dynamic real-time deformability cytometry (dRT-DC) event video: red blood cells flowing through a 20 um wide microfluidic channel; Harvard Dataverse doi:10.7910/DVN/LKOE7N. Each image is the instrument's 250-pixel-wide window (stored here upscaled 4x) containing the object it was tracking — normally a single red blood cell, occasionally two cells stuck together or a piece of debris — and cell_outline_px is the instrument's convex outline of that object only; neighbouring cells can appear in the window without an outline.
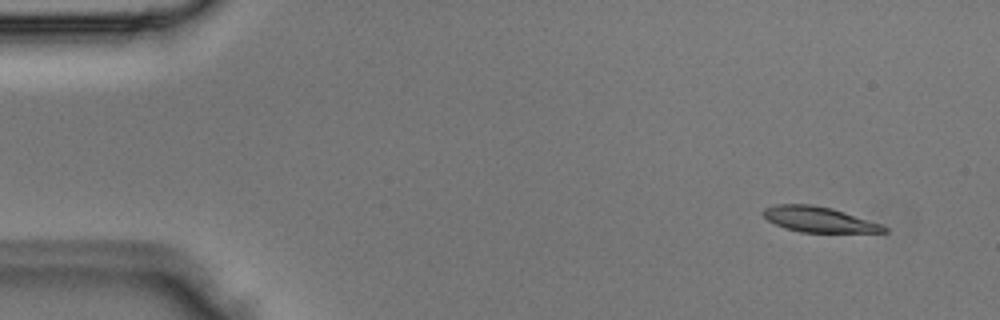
{"species": "Egyptian fruit bat (a non-hibernating species)", "species_latin": "Rousettus aegyptiacus", "temperature_condition": "room temperature", "stored_images_in_passage": 4, "segment_of_instrument_passage": [2, 2], "camera_frame_rate_fps": 3000, "um_per_image_px": 0.085, "animal": {"sex": "male"}, "frame": {"image": 1, "passage_image": 4, "time_ms": 1.0, "image_size_px": [1000, 320], "cell_outline_px": [[888, 232], [800, 232], [784, 228], [768, 220], [760, 212], [764, 208], [776, 204], [812, 204], [832, 208], [880, 224], [888, 228]], "centroid_in_image_um": [69.55, 18.64], "position_along_channel_um": 15.4, "area_um2": 17.74}}